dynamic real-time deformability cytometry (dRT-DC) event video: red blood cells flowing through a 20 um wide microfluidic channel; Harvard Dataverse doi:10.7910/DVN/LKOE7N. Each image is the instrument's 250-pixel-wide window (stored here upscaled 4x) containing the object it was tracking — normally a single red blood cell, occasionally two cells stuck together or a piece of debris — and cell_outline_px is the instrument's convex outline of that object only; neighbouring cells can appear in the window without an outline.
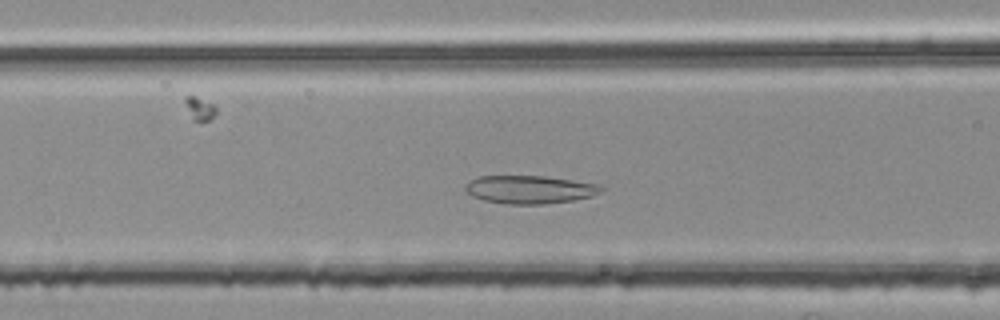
{"species": "common noctule bat (a hibernating species)", "species_latin": "Nyctalus noctula", "temperature_condition": "room temperature", "stored_images_in_passage": 33, "camera_frame_rate_fps": 3000, "um_per_image_px": 0.085, "animal": {"sex": "female", "body_mass_g": 25.1}, "frame": {"image": 1, "passage_image": 15, "time_ms": 4.667, "image_size_px": [1000, 320], "cell_outline_px": [[604, 188], [600, 192], [592, 196], [572, 200], [544, 204], [504, 204], [484, 200], [472, 196], [464, 192], [464, 188], [476, 176], [544, 176], [572, 180], [596, 184]], "centroid_in_image_um": [44.98, 16.11], "position_along_channel_um": 121.6, "area_um2": 22.14}}
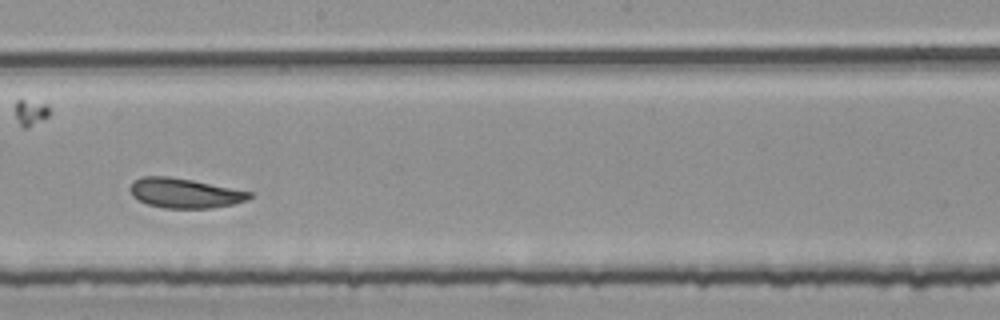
{"frame": {"image": 2, "passage_image": 24, "time_ms": 7.667, "image_size_px": [1000, 320], "cell_outline_px": [[252, 196], [248, 200], [232, 204], [212, 208], [164, 208], [148, 204], [132, 196], [128, 188], [132, 180], [140, 176], [168, 176], [192, 180], [252, 192]], "centroid_in_image_um": [15.65, 16.4], "position_along_channel_um": 232.5, "area_um2": 20.75}}
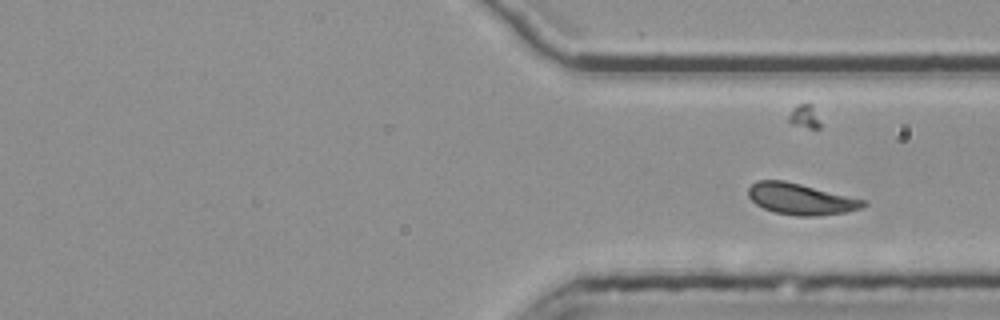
{"frame": {"image": 3, "passage_image": 33, "time_ms": 10.667, "image_size_px": [1000, 320], "cell_outline_px": [[868, 204], [860, 208], [848, 212], [816, 216], [796, 216], [776, 212], [764, 208], [756, 204], [748, 196], [748, 188], [756, 180], [784, 180], [864, 200]], "centroid_in_image_um": [68.04, 16.92], "position_along_channel_um": 343.4, "area_um2": 20.69}}